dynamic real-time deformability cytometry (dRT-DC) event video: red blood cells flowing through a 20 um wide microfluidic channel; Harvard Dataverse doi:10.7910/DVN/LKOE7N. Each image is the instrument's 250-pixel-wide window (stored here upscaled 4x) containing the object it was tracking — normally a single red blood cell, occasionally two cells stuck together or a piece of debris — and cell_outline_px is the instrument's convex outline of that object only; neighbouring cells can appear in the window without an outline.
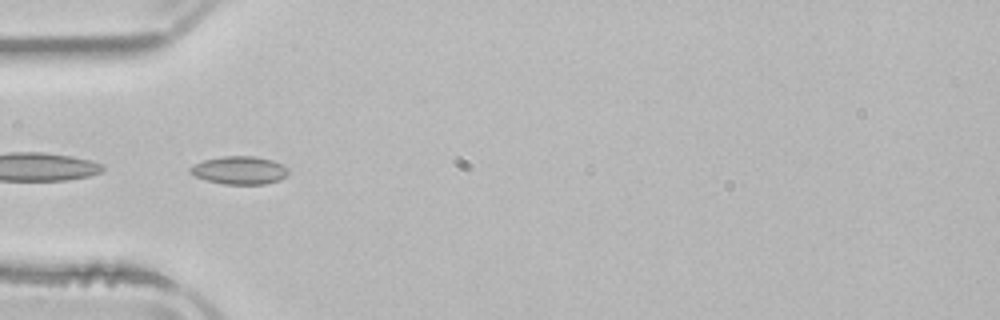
{"species": "common noctule bat (a hibernating species)", "species_latin": "Nyctalus noctula", "temperature_condition": "room temperature", "stored_images_in_passage": 4, "camera_frame_rate_fps": 3000, "um_per_image_px": 0.085, "animal": {"sex": "male", "body_mass_g": 21.5, "forearm_length_mm": 52.0}, "frame": {"image": 1, "passage_image": 4, "time_ms": 3.333, "image_size_px": [1000, 320], "cell_outline_px": [[288, 172], [280, 180], [264, 184], [224, 184], [208, 180], [196, 176], [188, 172], [188, 168], [204, 160], [224, 156], [252, 156], [272, 160], [284, 164], [288, 168]], "centroid_in_image_um": [20.37, 14.47], "position_along_channel_um": 64.6, "area_um2": 15.9}}